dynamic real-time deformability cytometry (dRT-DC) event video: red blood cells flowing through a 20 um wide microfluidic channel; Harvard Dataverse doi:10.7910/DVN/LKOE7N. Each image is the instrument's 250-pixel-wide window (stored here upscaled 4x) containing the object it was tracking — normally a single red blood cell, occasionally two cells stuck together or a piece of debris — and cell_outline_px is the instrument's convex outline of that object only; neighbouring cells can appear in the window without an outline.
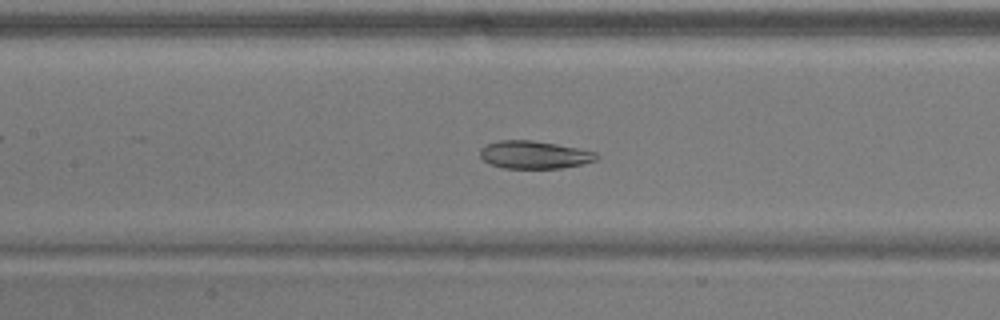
{"species": "common noctule bat (a hibernating species)", "species_latin": "Nyctalus noctula", "temperature_condition": "warm", "stored_images_in_passage": 32, "camera_frame_rate_fps": 3000, "um_per_image_px": 0.085, "animal": {"sex": "male", "body_mass_g": 17.9}, "frame": {"image": 1, "passage_image": 6, "time_ms": 1.667, "image_size_px": [1000, 320], "cell_outline_px": [[600, 156], [596, 160], [580, 164], [560, 168], [504, 168], [492, 164], [484, 160], [480, 156], [480, 148], [484, 144], [500, 140], [532, 140], [556, 144], [596, 152]], "centroid_in_image_um": [45.39, 13.14], "position_along_channel_um": 162.0, "area_um2": 18.73}}
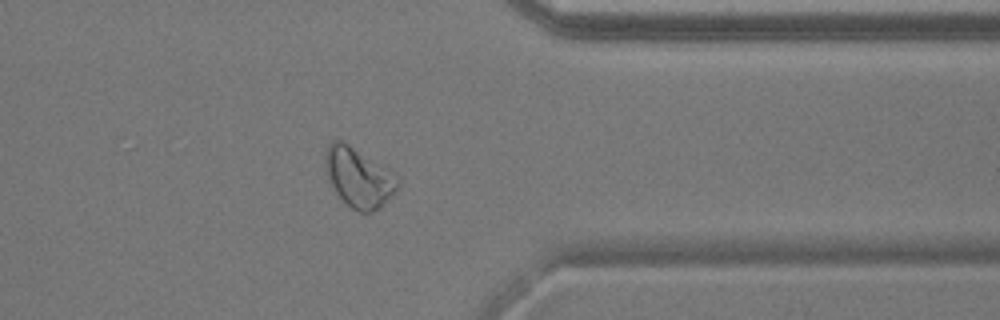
{"frame": {"image": 2, "passage_image": 24, "time_ms": 7.667, "image_size_px": [1000, 320], "cell_outline_px": [[400, 188], [380, 208], [372, 212], [360, 212], [352, 208], [336, 192], [324, 172], [324, 156], [328, 144], [332, 140], [340, 140], [348, 144], [384, 164], [396, 172], [400, 176]], "centroid_in_image_um": [30.54, 15.06], "position_along_channel_um": 380.9, "area_um2": 25.78}}
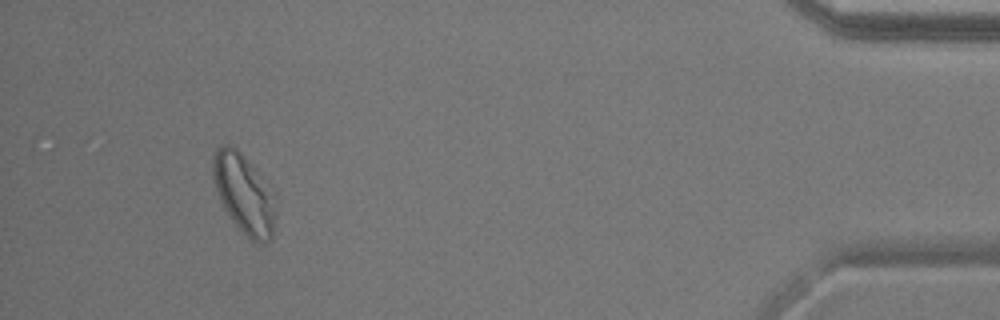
{"frame": {"image": 3, "passage_image": 31, "time_ms": 10.0, "image_size_px": [1000, 320], "cell_outline_px": [[276, 212], [272, 236], [268, 240], [260, 244], [252, 240], [232, 220], [224, 208], [216, 192], [212, 176], [212, 160], [216, 152], [224, 144], [232, 144], [244, 156], [252, 168], [276, 208]], "centroid_in_image_um": [20.65, 16.5], "position_along_channel_um": 414.5, "area_um2": 27.46}}